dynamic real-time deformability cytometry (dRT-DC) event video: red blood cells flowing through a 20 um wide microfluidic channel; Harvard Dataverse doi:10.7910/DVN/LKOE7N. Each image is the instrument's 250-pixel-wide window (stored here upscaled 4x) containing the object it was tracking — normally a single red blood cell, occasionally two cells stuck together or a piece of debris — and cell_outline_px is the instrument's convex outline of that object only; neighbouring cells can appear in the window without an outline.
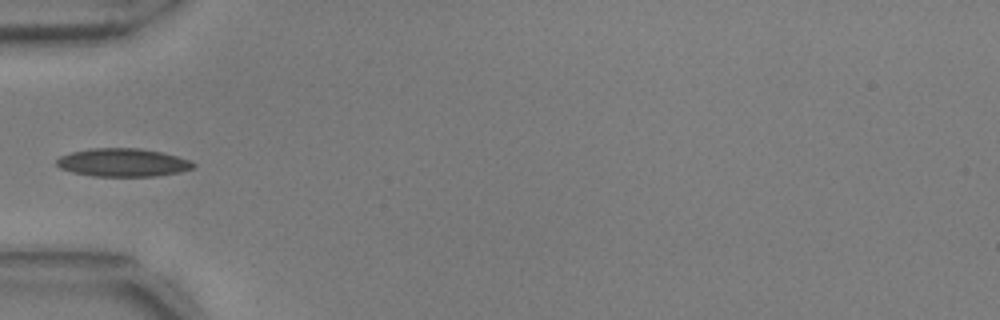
{"species": "common noctule bat (a hibernating species)", "species_latin": "Nyctalus noctula", "temperature_condition": "warm", "stored_images_in_passage": 20, "camera_frame_rate_fps": 3000, "um_per_image_px": 0.085, "animal": {"sex": "male", "body_mass_g": 17.9, "forearm_length_mm": 54.2}, "frame": {"image": 1, "passage_image": 1, "time_ms": 0.0, "image_size_px": [1000, 320], "cell_outline_px": [[196, 164], [192, 168], [180, 172], [156, 176], [92, 176], [72, 172], [60, 168], [56, 164], [56, 160], [60, 156], [72, 152], [92, 148], [136, 148], [160, 152], [176, 156], [188, 160]], "centroid_in_image_um": [10.41, 13.82], "position_along_channel_um": 74.6, "area_um2": 22.25}}